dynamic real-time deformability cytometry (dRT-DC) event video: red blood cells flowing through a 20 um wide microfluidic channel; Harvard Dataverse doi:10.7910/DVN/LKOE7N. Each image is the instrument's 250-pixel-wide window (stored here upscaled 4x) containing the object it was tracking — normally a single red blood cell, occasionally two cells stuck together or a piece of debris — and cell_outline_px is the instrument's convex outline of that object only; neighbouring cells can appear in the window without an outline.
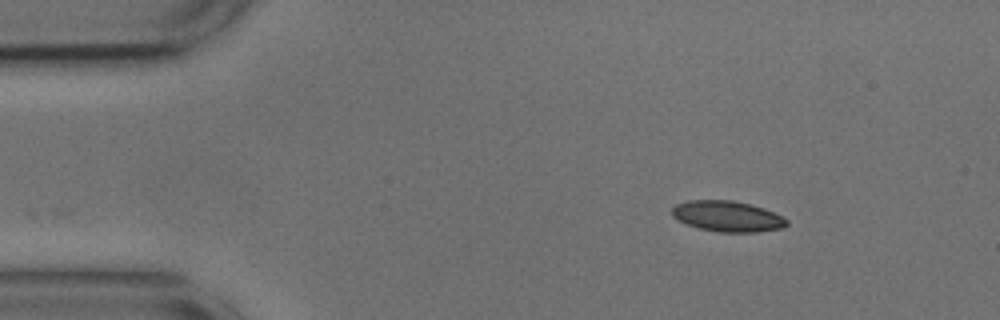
{"species": "common noctule bat (a hibernating species)", "species_latin": "Nyctalus noctula", "temperature_condition": "cold", "stored_images_in_passage": 48, "camera_frame_rate_fps": 3000, "um_per_image_px": 0.085, "animal": {"sex": "male", "body_mass_g": 17.9, "forearm_length_mm": 54.2}, "frame": {"image": 1, "passage_image": 1, "time_ms": 0.0, "image_size_px": [1000, 320], "cell_outline_px": [[788, 224], [784, 228], [756, 232], [720, 232], [700, 228], [688, 224], [672, 216], [672, 208], [676, 204], [688, 200], [732, 200], [764, 208], [788, 220]], "centroid_in_image_um": [61.84, 18.38], "position_along_channel_um": 23.2, "area_um2": 20.35}}
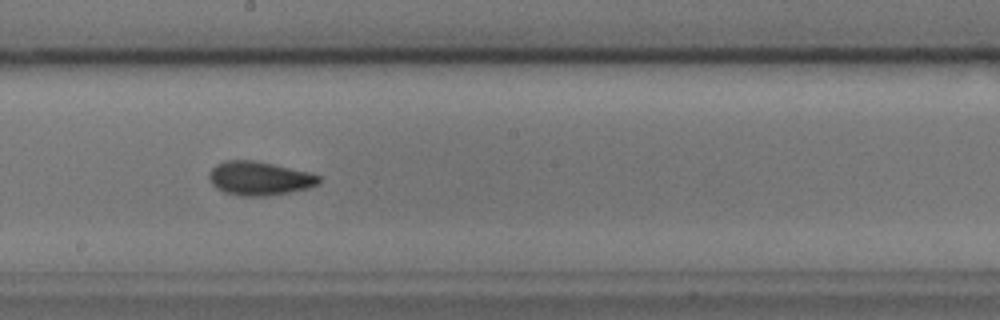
{"frame": {"image": 2, "passage_image": 23, "time_ms": 7.333, "image_size_px": [1000, 320], "cell_outline_px": [[320, 180], [316, 184], [308, 188], [288, 192], [264, 196], [244, 196], [224, 192], [216, 188], [212, 184], [208, 176], [208, 172], [216, 164], [224, 160], [252, 160], [272, 164], [308, 172], [320, 176]], "centroid_in_image_um": [21.99, 15.15], "position_along_channel_um": 226.2, "area_um2": 21.39}}
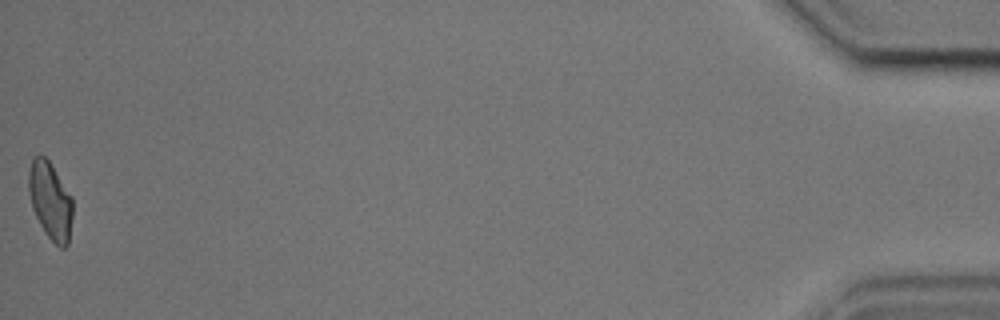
{"frame": {"image": 3, "passage_image": 48, "time_ms": 15.667, "image_size_px": [1000, 320], "cell_outline_px": [[72, 216], [68, 244], [64, 248], [60, 248], [44, 232], [32, 208], [28, 188], [28, 172], [32, 160], [36, 156], [44, 156], [48, 160], [72, 196]], "centroid_in_image_um": [4.27, 17.07], "position_along_channel_um": 430.9, "area_um2": 19.65}, "authors_computed_cell_mechanics": {"area_um2": 20.6057, "velocity_mm_per_s": 3.6495, "shape_relaxation_time_tau1_ms": 4.7464, "shape_relaxation_time_tau2_ms": 1.7667, "deformation_change_tau1": 0.1073, "deformation_change_tau2": 0.0719}}